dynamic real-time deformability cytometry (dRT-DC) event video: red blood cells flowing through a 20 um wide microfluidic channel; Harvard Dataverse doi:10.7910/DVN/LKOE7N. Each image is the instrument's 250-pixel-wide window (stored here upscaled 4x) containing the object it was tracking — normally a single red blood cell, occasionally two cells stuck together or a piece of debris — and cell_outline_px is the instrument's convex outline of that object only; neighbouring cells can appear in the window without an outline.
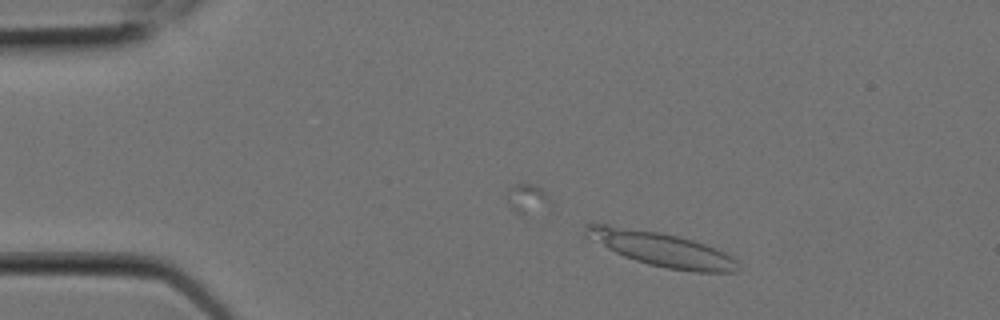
{"species": "Egyptian fruit bat (a non-hibernating species)", "species_latin": "Rousettus aegyptiacus", "temperature_condition": "room temperature", "stored_images_in_passage": 3, "camera_frame_rate_fps": 3000, "um_per_image_px": 0.085, "animal": {"sex": "female"}, "frame": {"image": 1, "passage_image": 1, "time_ms": 0.0, "image_size_px": [1000, 320], "cell_outline_px": [[740, 268], [736, 272], [692, 272], [668, 268], [648, 264], [624, 256], [584, 236], [584, 224], [608, 224], [660, 232], [692, 240], [704, 244], [724, 252], [732, 256], [740, 264]], "centroid_in_image_um": [56.23, 21.17], "position_along_channel_um": 28.8, "area_um2": 30.11}}